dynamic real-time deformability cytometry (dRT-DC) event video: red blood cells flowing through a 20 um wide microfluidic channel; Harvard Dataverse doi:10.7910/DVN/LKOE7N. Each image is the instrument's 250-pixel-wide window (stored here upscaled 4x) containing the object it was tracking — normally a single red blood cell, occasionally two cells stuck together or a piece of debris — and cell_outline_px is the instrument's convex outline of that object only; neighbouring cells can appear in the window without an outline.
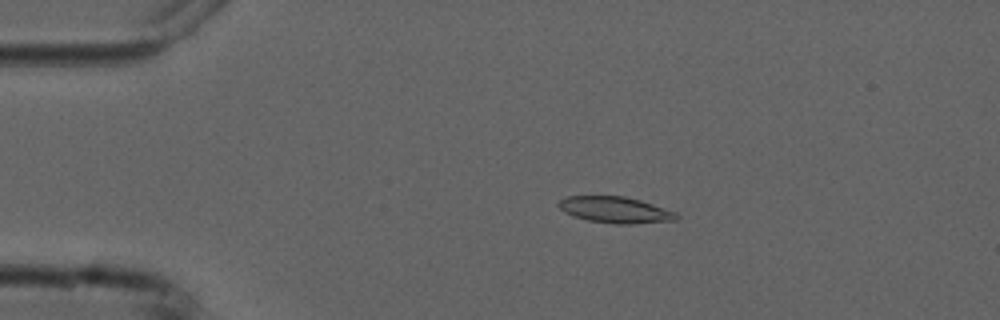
{"species": "common noctule bat (a hibernating species)", "species_latin": "Nyctalus noctula", "temperature_condition": "cold", "stored_images_in_passage": 5, "camera_frame_rate_fps": 3000, "um_per_image_px": 0.085, "animal": {"sex": "male", "forearm_length_mm": 52.5}, "frame": {"image": 1, "passage_image": 3, "time_ms": 3.0, "image_size_px": [1000, 320], "cell_outline_px": [[680, 216], [676, 220], [632, 224], [616, 224], [588, 220], [572, 216], [564, 212], [556, 204], [564, 196], [624, 196], [640, 200], [676, 212]], "centroid_in_image_um": [52.27, 17.83], "position_along_channel_um": 32.7, "area_um2": 18.09}}
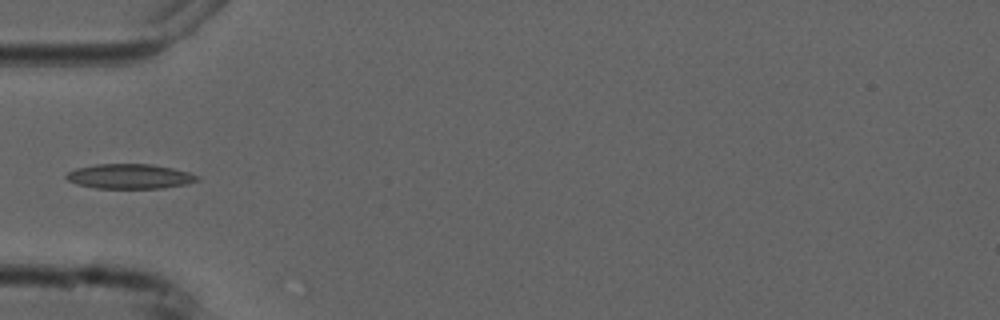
{"frame": {"image": 2, "passage_image": 5, "time_ms": 5.333, "image_size_px": [1000, 320], "cell_outline_px": [[200, 180], [188, 184], [160, 188], [96, 188], [76, 184], [68, 180], [64, 176], [68, 172], [76, 168], [96, 164], [152, 164], [172, 168], [188, 172], [200, 176]], "centroid_in_image_um": [11.04, 14.99], "position_along_channel_um": 74.0, "area_um2": 18.96}}